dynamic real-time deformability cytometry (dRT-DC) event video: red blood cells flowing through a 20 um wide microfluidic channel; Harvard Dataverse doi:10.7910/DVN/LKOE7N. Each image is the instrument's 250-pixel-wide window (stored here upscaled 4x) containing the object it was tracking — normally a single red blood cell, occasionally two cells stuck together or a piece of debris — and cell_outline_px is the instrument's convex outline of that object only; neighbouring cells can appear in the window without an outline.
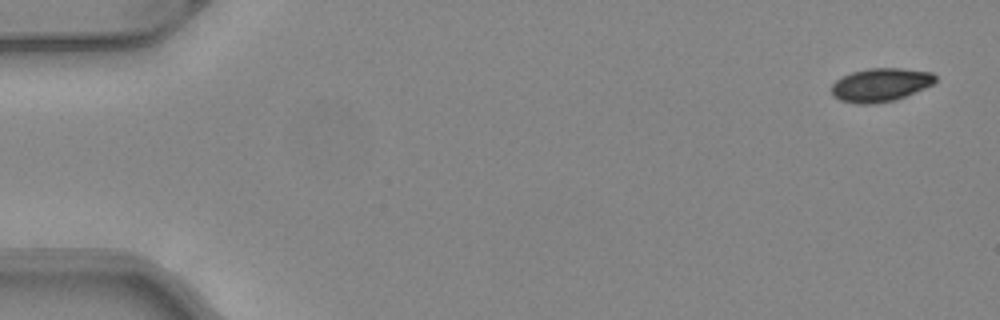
{"species": "common noctule bat (a hibernating species)", "species_latin": "Nyctalus noctula", "temperature_condition": "warm", "stored_images_in_passage": 49, "camera_frame_rate_fps": 3000, "um_per_image_px": 0.085, "animal": {"sex": "female", "body_mass_g": 24.6, "forearm_length_mm": 56.2}, "frame": {"image": 1, "passage_image": 1, "time_ms": 0.0, "image_size_px": [1000, 320], "cell_outline_px": [[936, 80], [932, 84], [924, 88], [896, 100], [872, 104], [856, 104], [840, 100], [832, 96], [832, 84], [836, 80], [852, 72], [868, 68], [900, 68], [932, 72], [936, 76]], "centroid_in_image_um": [74.83, 7.22], "position_along_channel_um": 10.2, "area_um2": 20.23}}
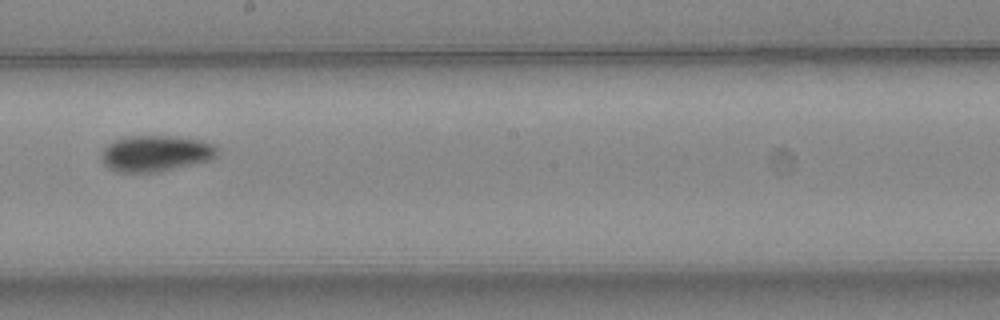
{"frame": {"image": 2, "passage_image": 28, "time_ms": 9.0, "image_size_px": [1000, 320], "cell_outline_px": [[220, 152], [212, 160], [160, 172], [116, 172], [108, 168], [104, 164], [100, 156], [100, 152], [108, 144], [116, 140], [128, 136], [172, 136], [200, 140], [212, 144]], "centroid_in_image_um": [13.23, 13.05], "position_along_channel_um": 235.0, "area_um2": 24.57}}
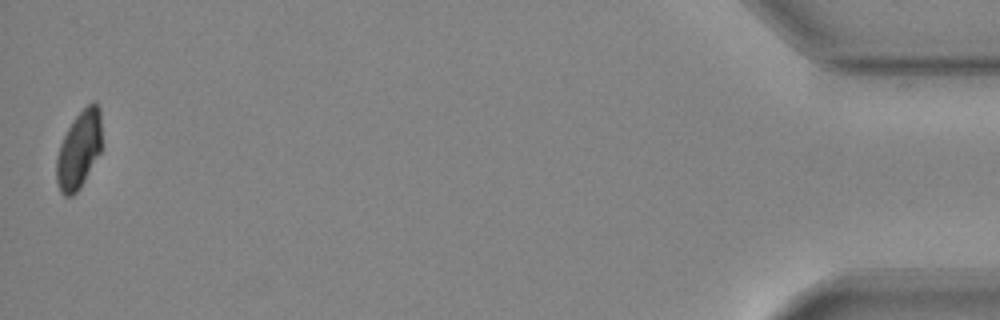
{"frame": {"image": 3, "passage_image": 49, "time_ms": 16.0, "image_size_px": [1000, 320], "cell_outline_px": [[100, 152], [80, 188], [72, 196], [64, 196], [60, 192], [56, 180], [56, 156], [60, 144], [68, 128], [76, 116], [92, 100], [100, 108]], "centroid_in_image_um": [6.68, 12.76], "position_along_channel_um": 428.5, "area_um2": 20.23}, "authors_computed_cell_mechanics": {"area_um2": 22.0796, "velocity_mm_per_s": 4.1114, "shape_relaxation_time_tau1_ms": 2.9839, "shape_relaxation_time_tau2_ms": null, "deformation_change_tau1": 0.1247, "deformation_change_tau2": null}}